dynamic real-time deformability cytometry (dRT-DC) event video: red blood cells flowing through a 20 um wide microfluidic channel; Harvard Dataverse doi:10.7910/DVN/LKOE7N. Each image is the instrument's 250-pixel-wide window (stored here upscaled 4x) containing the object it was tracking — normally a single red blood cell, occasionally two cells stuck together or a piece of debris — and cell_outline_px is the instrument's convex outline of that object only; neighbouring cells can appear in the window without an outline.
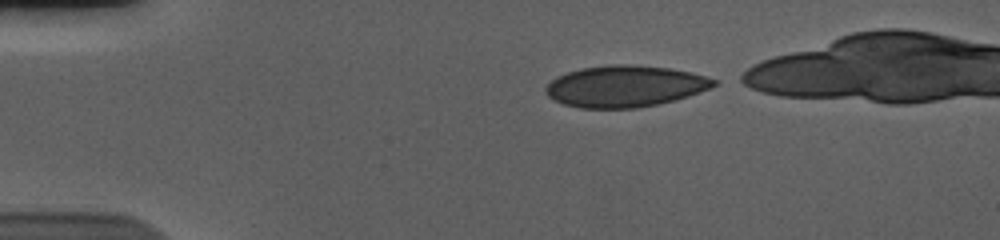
{"species": "human", "species_latin": "Homo sapiens", "temperature_condition": "cold", "stored_images_in_passage": 41, "camera_frame_rate_fps": 3000, "um_per_image_px": 0.085, "donor": {"sex": "male"}, "frame": {"image": 1, "passage_image": 1, "time_ms": 0.0, "image_size_px": [1000, 240], "cell_outline_px": [[720, 80], [716, 84], [700, 92], [676, 100], [636, 108], [580, 108], [564, 104], [552, 100], [544, 92], [544, 88], [556, 76], [580, 68], [608, 64], [632, 64], [668, 68], [692, 72]], "centroid_in_image_um": [53.11, 7.32], "position_along_channel_um": 31.9, "area_um2": 40.86}}
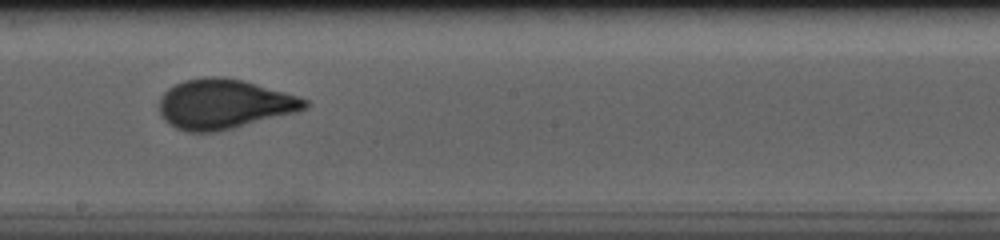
{"frame": {"image": 2, "passage_image": 22, "time_ms": 7.0, "image_size_px": [1000, 240], "cell_outline_px": [[308, 108], [296, 112], [216, 132], [188, 132], [176, 128], [164, 120], [160, 112], [160, 96], [168, 88], [184, 80], [204, 76], [220, 76], [244, 80], [300, 96], [308, 100]], "centroid_in_image_um": [19.05, 8.83], "position_along_channel_um": 229.2, "area_um2": 42.25}}
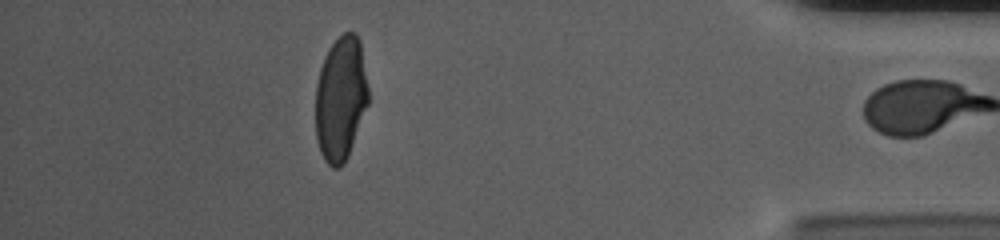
{"frame": {"image": 3, "passage_image": 40, "time_ms": 13.0, "image_size_px": [1000, 240], "cell_outline_px": [[368, 104], [348, 156], [344, 164], [340, 168], [332, 168], [324, 160], [320, 152], [316, 136], [316, 84], [320, 68], [324, 56], [328, 48], [344, 32], [356, 32], [360, 40], [368, 88]], "centroid_in_image_um": [28.95, 8.38], "position_along_channel_um": 406.2, "area_um2": 38.44}, "authors_computed_cell_mechanics": {"area_um2": 40.5756, "velocity_mm_per_s": 3.6816, "shape_relaxation_time_tau1_ms": 4.6865, "shape_relaxation_time_tau2_ms": null, "deformation_change_tau1": 0.1728, "deformation_change_tau2": null}}